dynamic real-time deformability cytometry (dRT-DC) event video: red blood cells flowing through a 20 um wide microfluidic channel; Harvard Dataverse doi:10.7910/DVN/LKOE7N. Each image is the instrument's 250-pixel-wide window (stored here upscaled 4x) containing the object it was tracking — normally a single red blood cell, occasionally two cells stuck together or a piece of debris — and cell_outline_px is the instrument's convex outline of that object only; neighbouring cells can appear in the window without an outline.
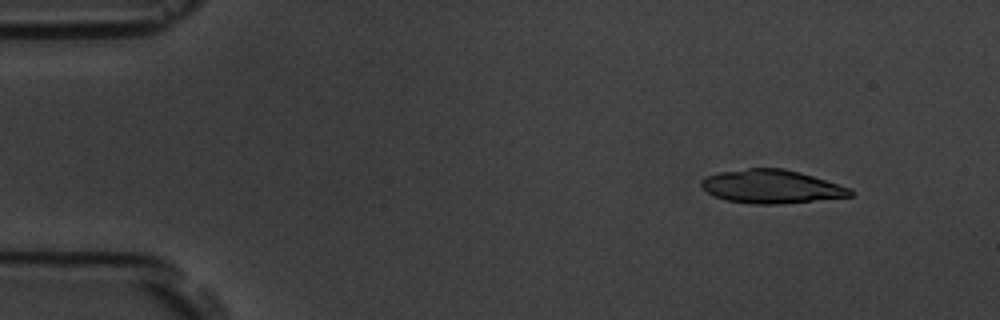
{"species": "common noctule bat (a hibernating species)", "species_latin": "Nyctalus noctula", "temperature_condition": "room temperature", "stored_images_in_passage": 6, "camera_frame_rate_fps": 3000, "um_per_image_px": 0.085, "animal": {"sex": "male", "body_mass_g": 19.5, "forearm_length_mm": 54.6}, "frame": {"image": 1, "passage_image": 2, "time_ms": 1.0, "image_size_px": [1000, 320], "cell_outline_px": [[856, 192], [852, 196], [776, 204], [752, 204], [724, 200], [708, 192], [700, 184], [700, 180], [708, 176], [720, 172], [748, 168], [784, 168], [800, 172], [852, 188]], "centroid_in_image_um": [65.6, 15.85], "position_along_channel_um": 19.4, "area_um2": 28.96}}